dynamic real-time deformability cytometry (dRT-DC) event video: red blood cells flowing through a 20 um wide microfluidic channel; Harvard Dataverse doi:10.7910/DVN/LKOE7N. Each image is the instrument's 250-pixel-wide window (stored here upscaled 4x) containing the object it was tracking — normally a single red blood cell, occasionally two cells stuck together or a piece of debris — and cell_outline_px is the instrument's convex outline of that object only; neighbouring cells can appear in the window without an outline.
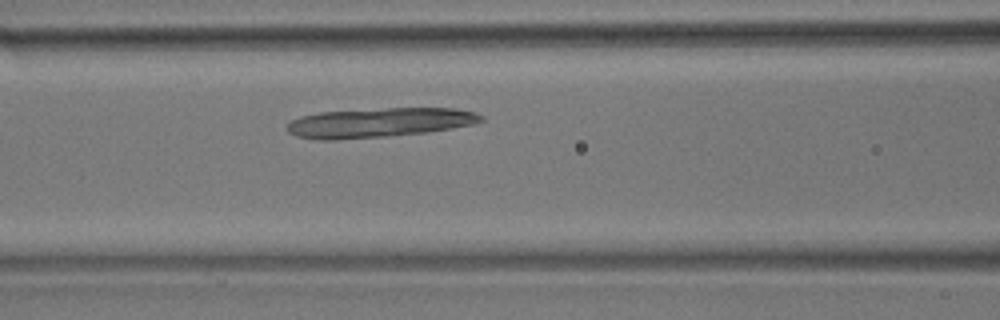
{"species": "common noctule bat (a hibernating species)", "species_latin": "Nyctalus noctula", "temperature_condition": "room temperature", "stored_images_in_passage": 43, "camera_frame_rate_fps": 3000, "um_per_image_px": 0.085, "animal": {"sex": "male", "body_mass_g": 17.9}, "frame": {"image": 1, "passage_image": 14, "time_ms": 4.333, "image_size_px": [1000, 320], "cell_outline_px": [[484, 120], [472, 124], [452, 128], [428, 132], [388, 136], [336, 140], [320, 140], [296, 136], [288, 132], [288, 124], [292, 120], [300, 116], [320, 112], [384, 108], [456, 108], [476, 112], [484, 116]], "centroid_in_image_um": [32.25, 10.42], "position_along_channel_um": 134.4, "area_um2": 33.41}}
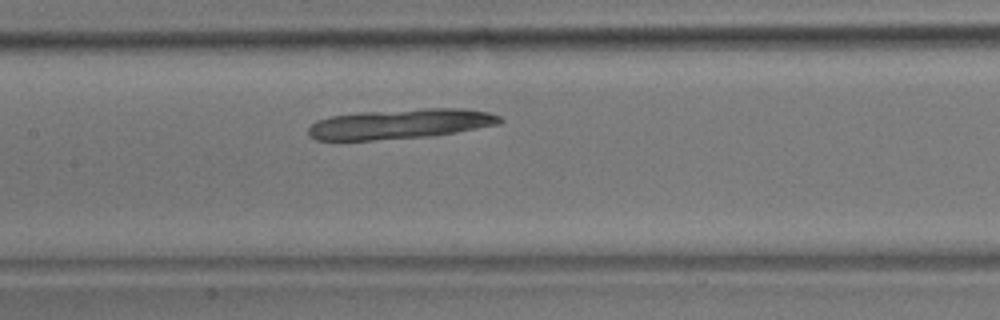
{"frame": {"image": 2, "passage_image": 17, "time_ms": 5.333, "image_size_px": [1000, 320], "cell_outline_px": [[504, 120], [500, 124], [456, 132], [432, 136], [372, 140], [316, 140], [308, 136], [308, 128], [316, 120], [332, 116], [360, 112], [424, 108], [464, 108], [488, 112], [500, 116]], "centroid_in_image_um": [34.03, 10.53], "position_along_channel_um": 173.4, "area_um2": 33.58}}